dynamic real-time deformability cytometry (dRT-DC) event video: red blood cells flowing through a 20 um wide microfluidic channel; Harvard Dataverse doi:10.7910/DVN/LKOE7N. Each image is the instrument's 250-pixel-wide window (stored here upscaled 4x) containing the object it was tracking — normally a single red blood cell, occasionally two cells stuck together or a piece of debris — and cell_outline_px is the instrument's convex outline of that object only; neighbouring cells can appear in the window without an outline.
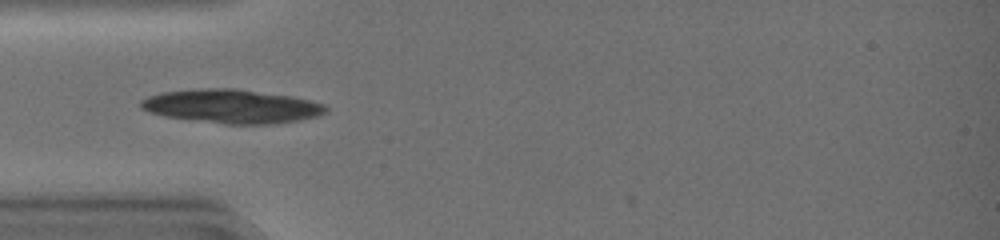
{"species": "common noctule bat (a hibernating species)", "species_latin": "Nyctalus noctula", "temperature_condition": "warm", "stored_images_in_passage": 4, "camera_frame_rate_fps": 3000, "um_per_image_px": 0.085, "animal": {"sex": "female", "body_mass_g": 19.0, "forearm_length_mm": 51.5}, "frame": {"image": 1, "passage_image": 1, "time_ms": 0.0, "image_size_px": [1000, 240], "cell_outline_px": [[328, 108], [324, 112], [316, 116], [296, 120], [268, 124], [228, 124], [168, 116], [152, 112], [144, 108], [140, 104], [140, 100], [148, 96], [160, 92], [200, 88], [236, 88], [292, 96], [312, 100], [324, 104]], "centroid_in_image_um": [19.72, 9.01], "position_along_channel_um": 65.3, "area_um2": 35.95}}